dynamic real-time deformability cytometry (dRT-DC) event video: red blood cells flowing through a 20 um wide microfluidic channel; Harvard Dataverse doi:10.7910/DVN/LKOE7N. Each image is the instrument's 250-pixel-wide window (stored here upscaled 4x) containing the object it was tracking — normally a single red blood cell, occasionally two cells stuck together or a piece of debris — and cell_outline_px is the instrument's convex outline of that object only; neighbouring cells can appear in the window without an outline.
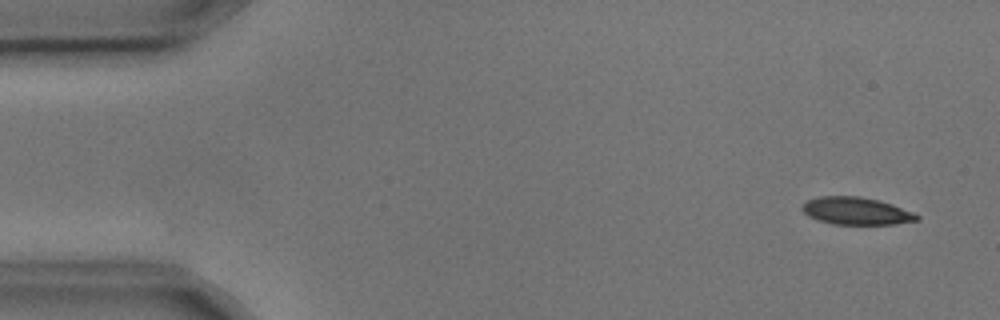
{"species": "common noctule bat (a hibernating species)", "species_latin": "Nyctalus noctula", "temperature_condition": "cold", "stored_images_in_passage": 6, "camera_frame_rate_fps": 3000, "um_per_image_px": 0.085, "animal": {"sex": "male", "body_mass_g": 17.9, "forearm_length_mm": 54.2}, "frame": {"image": 1, "passage_image": 1, "time_ms": 0.0, "image_size_px": [1000, 320], "cell_outline_px": [[920, 220], [896, 224], [832, 224], [816, 220], [808, 216], [800, 208], [808, 200], [820, 196], [860, 196], [892, 204], [912, 212], [920, 216]], "centroid_in_image_um": [72.77, 17.94], "position_along_channel_um": 12.2, "area_um2": 18.32}}
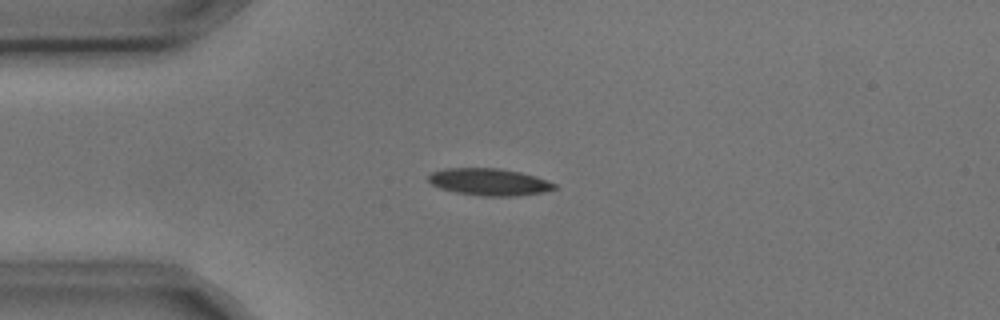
{"frame": {"image": 2, "passage_image": 4, "time_ms": 1.0, "image_size_px": [1000, 320], "cell_outline_px": [[556, 188], [544, 192], [516, 196], [484, 196], [456, 192], [440, 188], [432, 184], [428, 180], [428, 176], [432, 172], [448, 168], [500, 168], [520, 172], [536, 176], [556, 184]], "centroid_in_image_um": [41.6, 15.46], "position_along_channel_um": 43.4, "area_um2": 19.77}}
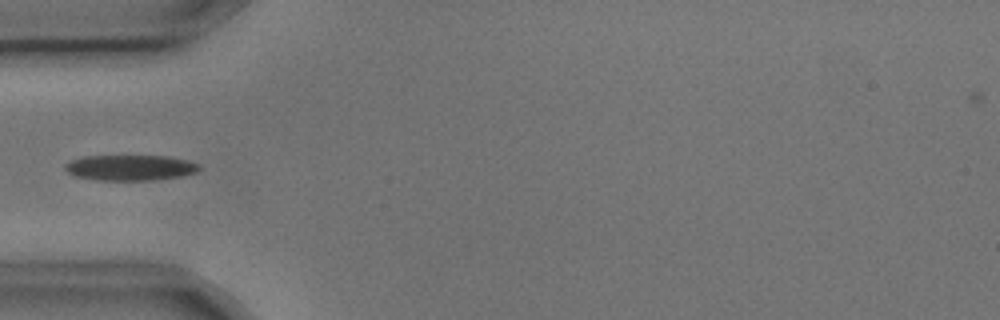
{"frame": {"image": 3, "passage_image": 5, "time_ms": 1.333, "image_size_px": [1000, 320], "cell_outline_px": [[200, 168], [196, 172], [184, 176], [152, 180], [96, 180], [76, 176], [68, 172], [64, 168], [64, 164], [72, 160], [84, 156], [168, 156], [200, 164]], "centroid_in_image_um": [11.07, 14.25], "position_along_channel_um": 73.9, "area_um2": 19.94}}